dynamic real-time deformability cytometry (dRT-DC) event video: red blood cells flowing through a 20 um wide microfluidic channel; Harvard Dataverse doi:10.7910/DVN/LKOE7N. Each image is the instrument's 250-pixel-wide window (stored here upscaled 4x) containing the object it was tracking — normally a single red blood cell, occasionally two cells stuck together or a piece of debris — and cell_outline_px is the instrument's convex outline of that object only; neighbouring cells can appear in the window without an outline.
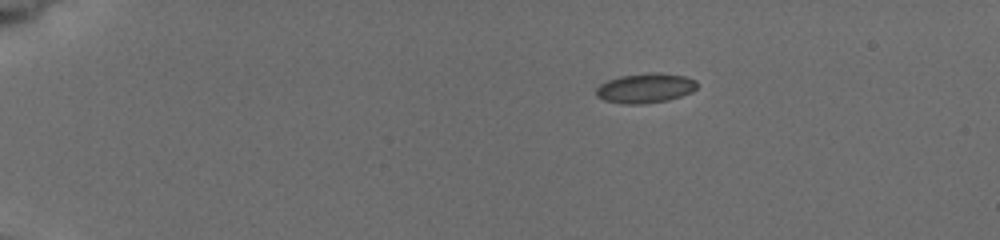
{"species": "common noctule bat (a hibernating species)", "species_latin": "Nyctalus noctula", "temperature_condition": "cold", "stored_images_in_passage": 5, "camera_frame_rate_fps": 3000, "um_per_image_px": 0.085, "animal": {"sex": "female", "body_mass_g": 19.5, "forearm_length_mm": 54.1}, "frame": {"image": 1, "passage_image": 1, "time_ms": 0.0, "image_size_px": [1000, 240], "cell_outline_px": [[696, 88], [692, 92], [668, 100], [644, 104], [624, 104], [604, 100], [596, 96], [596, 88], [600, 84], [608, 80], [620, 76], [684, 76], [696, 80]], "centroid_in_image_um": [54.8, 7.56], "position_along_channel_um": 30.2, "area_um2": 16.47}}
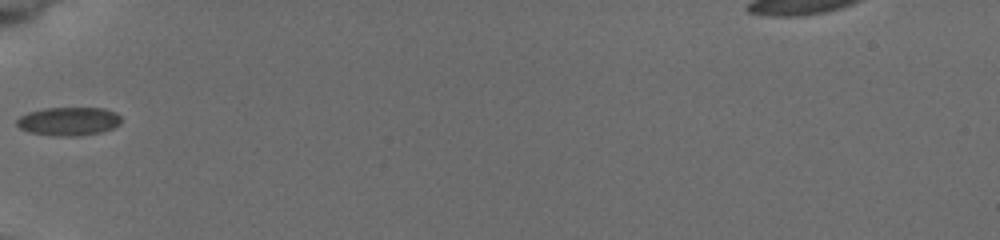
{"frame": {"image": 2, "passage_image": 5, "time_ms": 3.667, "image_size_px": [1000, 240], "cell_outline_px": [[120, 124], [112, 128], [100, 132], [80, 136], [52, 136], [28, 132], [20, 128], [16, 124], [16, 120], [20, 116], [28, 112], [48, 108], [104, 108], [116, 112], [120, 116]], "centroid_in_image_um": [5.82, 10.32], "position_along_channel_um": 79.2, "area_um2": 17.4}}